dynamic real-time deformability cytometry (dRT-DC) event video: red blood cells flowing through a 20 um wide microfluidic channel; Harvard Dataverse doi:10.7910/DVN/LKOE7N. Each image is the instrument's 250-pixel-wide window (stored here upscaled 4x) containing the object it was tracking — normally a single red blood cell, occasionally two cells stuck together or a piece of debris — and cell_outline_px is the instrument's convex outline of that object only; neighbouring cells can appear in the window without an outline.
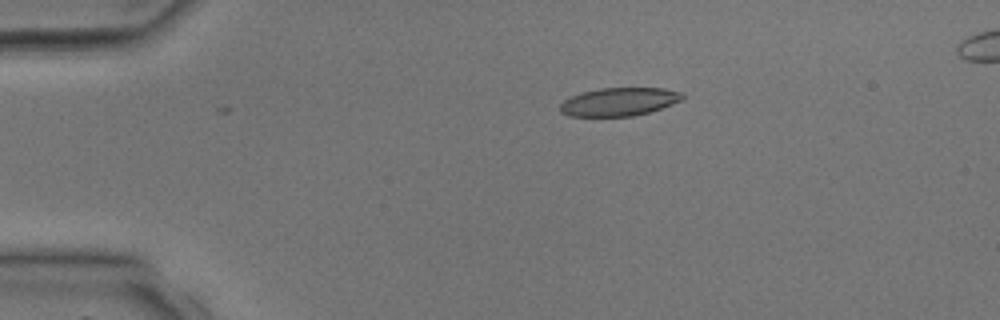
{"species": "common noctule bat (a hibernating species)", "species_latin": "Nyctalus noctula", "temperature_condition": "room temperature", "stored_images_in_passage": 3, "camera_frame_rate_fps": 3000, "um_per_image_px": 0.085, "animal": {"sex": "male", "body_mass_g": 17.9, "forearm_length_mm": 54.2}, "frame": {"image": 1, "passage_image": 1, "time_ms": 0.0, "image_size_px": [1000, 320], "cell_outline_px": [[684, 96], [680, 100], [672, 104], [648, 112], [632, 116], [568, 116], [560, 112], [560, 104], [564, 100], [580, 92], [600, 88], [664, 88], [684, 92]], "centroid_in_image_um": [52.61, 8.64], "position_along_channel_um": 32.4, "area_um2": 20.11}}